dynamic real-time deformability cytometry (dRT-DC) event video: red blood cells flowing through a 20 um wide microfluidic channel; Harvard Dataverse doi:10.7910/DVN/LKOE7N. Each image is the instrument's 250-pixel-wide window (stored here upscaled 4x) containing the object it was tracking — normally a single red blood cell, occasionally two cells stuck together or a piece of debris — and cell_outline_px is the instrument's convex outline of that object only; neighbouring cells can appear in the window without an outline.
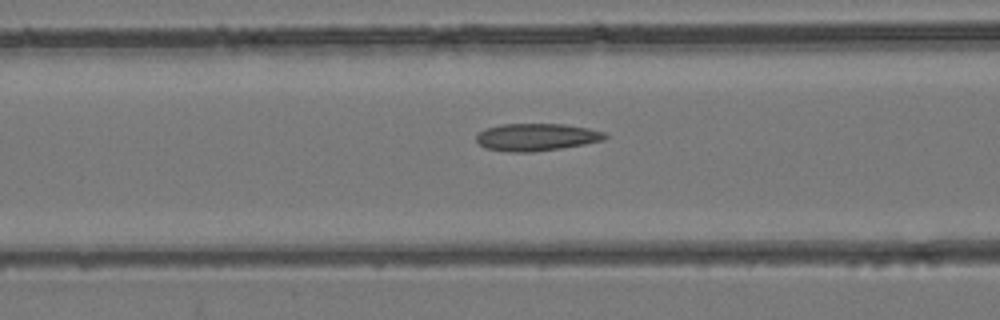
{"species": "common noctule bat (a hibernating species)", "species_latin": "Nyctalus noctula", "temperature_condition": "room temperature", "stored_images_in_passage": 31, "camera_frame_rate_fps": 3000, "um_per_image_px": 0.085, "animal": {"sex": "female", "body_mass_g": 24.6, "forearm_length_mm": 56.2}, "frame": {"image": 1, "passage_image": 5, "time_ms": 1.333, "image_size_px": [1000, 320], "cell_outline_px": [[608, 136], [604, 140], [584, 144], [560, 148], [532, 152], [508, 152], [484, 148], [476, 140], [476, 132], [484, 128], [500, 124], [564, 124], [588, 128], [604, 132]], "centroid_in_image_um": [45.55, 11.65], "position_along_channel_um": 121.1, "area_um2": 20.69}}
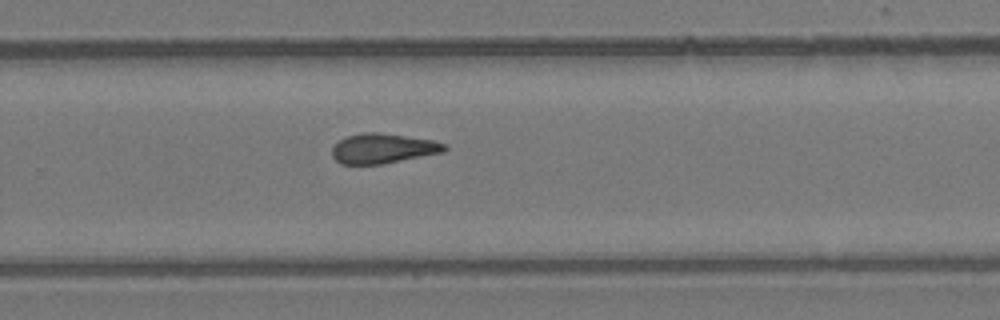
{"frame": {"image": 2, "passage_image": 16, "time_ms": 5.0, "image_size_px": [1000, 320], "cell_outline_px": [[448, 148], [444, 152], [384, 164], [340, 164], [332, 156], [332, 148], [340, 140], [348, 136], [364, 132], [376, 132], [432, 140], [448, 144]], "centroid_in_image_um": [32.57, 12.63], "position_along_channel_um": 297.2, "area_um2": 19.54}}
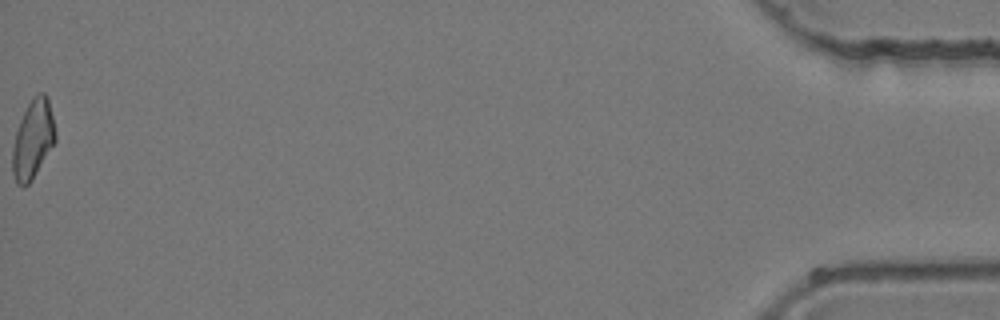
{"frame": {"image": 3, "passage_image": 31, "time_ms": 10.0, "image_size_px": [1000, 320], "cell_outline_px": [[56, 140], [32, 180], [28, 184], [16, 184], [12, 172], [12, 148], [16, 132], [20, 120], [32, 96], [40, 92], [44, 92], [48, 96], [56, 132]], "centroid_in_image_um": [2.8, 11.81], "position_along_channel_um": 432.4, "area_um2": 19.65}}